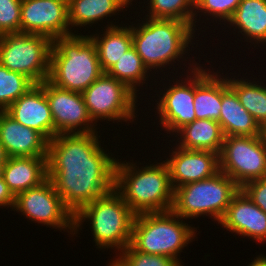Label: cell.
Masks as SVG:
<instances>
[{"label": "cell", "mask_w": 266, "mask_h": 266, "mask_svg": "<svg viewBox=\"0 0 266 266\" xmlns=\"http://www.w3.org/2000/svg\"><path fill=\"white\" fill-rule=\"evenodd\" d=\"M5 112L15 121L39 132L48 142L54 137V122L43 84H34Z\"/></svg>", "instance_id": "16"}, {"label": "cell", "mask_w": 266, "mask_h": 266, "mask_svg": "<svg viewBox=\"0 0 266 266\" xmlns=\"http://www.w3.org/2000/svg\"><path fill=\"white\" fill-rule=\"evenodd\" d=\"M133 0H71L68 5L70 30L86 27L120 13L132 5Z\"/></svg>", "instance_id": "25"}, {"label": "cell", "mask_w": 266, "mask_h": 266, "mask_svg": "<svg viewBox=\"0 0 266 266\" xmlns=\"http://www.w3.org/2000/svg\"><path fill=\"white\" fill-rule=\"evenodd\" d=\"M33 85L25 75L10 71L0 64V111H5Z\"/></svg>", "instance_id": "29"}, {"label": "cell", "mask_w": 266, "mask_h": 266, "mask_svg": "<svg viewBox=\"0 0 266 266\" xmlns=\"http://www.w3.org/2000/svg\"><path fill=\"white\" fill-rule=\"evenodd\" d=\"M15 210L31 222L70 230L68 233L74 236V215L65 207L49 178L39 186L19 193L15 197Z\"/></svg>", "instance_id": "11"}, {"label": "cell", "mask_w": 266, "mask_h": 266, "mask_svg": "<svg viewBox=\"0 0 266 266\" xmlns=\"http://www.w3.org/2000/svg\"><path fill=\"white\" fill-rule=\"evenodd\" d=\"M104 33L91 34L89 37L96 46L101 68L106 73L132 47L131 25H116L113 21L107 22Z\"/></svg>", "instance_id": "24"}, {"label": "cell", "mask_w": 266, "mask_h": 266, "mask_svg": "<svg viewBox=\"0 0 266 266\" xmlns=\"http://www.w3.org/2000/svg\"><path fill=\"white\" fill-rule=\"evenodd\" d=\"M227 25L232 26L235 32L238 29L237 33H241L246 42H252L255 48L259 43L264 46L266 44V0H241Z\"/></svg>", "instance_id": "22"}, {"label": "cell", "mask_w": 266, "mask_h": 266, "mask_svg": "<svg viewBox=\"0 0 266 266\" xmlns=\"http://www.w3.org/2000/svg\"><path fill=\"white\" fill-rule=\"evenodd\" d=\"M103 73L89 35L73 33L53 40L48 80L55 86L82 93Z\"/></svg>", "instance_id": "4"}, {"label": "cell", "mask_w": 266, "mask_h": 266, "mask_svg": "<svg viewBox=\"0 0 266 266\" xmlns=\"http://www.w3.org/2000/svg\"><path fill=\"white\" fill-rule=\"evenodd\" d=\"M144 18L141 24L131 25L132 47L148 71L158 72L161 68L163 72L162 67L166 69L176 60L185 59L188 48L191 51L189 44L191 46L195 38L193 26L180 20Z\"/></svg>", "instance_id": "3"}, {"label": "cell", "mask_w": 266, "mask_h": 266, "mask_svg": "<svg viewBox=\"0 0 266 266\" xmlns=\"http://www.w3.org/2000/svg\"><path fill=\"white\" fill-rule=\"evenodd\" d=\"M53 40L41 34L12 33L0 36V64L34 84L49 78Z\"/></svg>", "instance_id": "8"}, {"label": "cell", "mask_w": 266, "mask_h": 266, "mask_svg": "<svg viewBox=\"0 0 266 266\" xmlns=\"http://www.w3.org/2000/svg\"><path fill=\"white\" fill-rule=\"evenodd\" d=\"M106 73L124 83L136 95H138L137 88L140 87V84L141 86L144 85L150 76L141 57L133 47L125 52Z\"/></svg>", "instance_id": "27"}, {"label": "cell", "mask_w": 266, "mask_h": 266, "mask_svg": "<svg viewBox=\"0 0 266 266\" xmlns=\"http://www.w3.org/2000/svg\"><path fill=\"white\" fill-rule=\"evenodd\" d=\"M135 213L122 196L113 189L106 195L85 205L74 215V234L88 220L96 248L123 251L131 244Z\"/></svg>", "instance_id": "5"}, {"label": "cell", "mask_w": 266, "mask_h": 266, "mask_svg": "<svg viewBox=\"0 0 266 266\" xmlns=\"http://www.w3.org/2000/svg\"><path fill=\"white\" fill-rule=\"evenodd\" d=\"M174 136L180 140L174 145L180 148L206 150L217 154L220 153L225 138L219 122L212 119H196L180 128Z\"/></svg>", "instance_id": "23"}, {"label": "cell", "mask_w": 266, "mask_h": 266, "mask_svg": "<svg viewBox=\"0 0 266 266\" xmlns=\"http://www.w3.org/2000/svg\"><path fill=\"white\" fill-rule=\"evenodd\" d=\"M247 266H266V256L263 254L258 255L254 260Z\"/></svg>", "instance_id": "35"}, {"label": "cell", "mask_w": 266, "mask_h": 266, "mask_svg": "<svg viewBox=\"0 0 266 266\" xmlns=\"http://www.w3.org/2000/svg\"><path fill=\"white\" fill-rule=\"evenodd\" d=\"M221 227L259 243L266 242V213L240 189L219 222Z\"/></svg>", "instance_id": "17"}, {"label": "cell", "mask_w": 266, "mask_h": 266, "mask_svg": "<svg viewBox=\"0 0 266 266\" xmlns=\"http://www.w3.org/2000/svg\"><path fill=\"white\" fill-rule=\"evenodd\" d=\"M11 207L14 209L15 206V196L9 190L8 185L5 183L4 179H0V208Z\"/></svg>", "instance_id": "34"}, {"label": "cell", "mask_w": 266, "mask_h": 266, "mask_svg": "<svg viewBox=\"0 0 266 266\" xmlns=\"http://www.w3.org/2000/svg\"><path fill=\"white\" fill-rule=\"evenodd\" d=\"M195 229L172 210L140 213L133 221L131 245L146 254L174 258L182 265L179 253L196 237Z\"/></svg>", "instance_id": "6"}, {"label": "cell", "mask_w": 266, "mask_h": 266, "mask_svg": "<svg viewBox=\"0 0 266 266\" xmlns=\"http://www.w3.org/2000/svg\"><path fill=\"white\" fill-rule=\"evenodd\" d=\"M116 257H118V256H115V260L111 259L110 263H108L107 266H124Z\"/></svg>", "instance_id": "37"}, {"label": "cell", "mask_w": 266, "mask_h": 266, "mask_svg": "<svg viewBox=\"0 0 266 266\" xmlns=\"http://www.w3.org/2000/svg\"><path fill=\"white\" fill-rule=\"evenodd\" d=\"M209 70L202 65L194 70V110L196 119L218 121L222 103V75Z\"/></svg>", "instance_id": "20"}, {"label": "cell", "mask_w": 266, "mask_h": 266, "mask_svg": "<svg viewBox=\"0 0 266 266\" xmlns=\"http://www.w3.org/2000/svg\"><path fill=\"white\" fill-rule=\"evenodd\" d=\"M171 154V155H170ZM164 160L170 171L173 190L184 184L205 180L220 171L219 154L175 146Z\"/></svg>", "instance_id": "15"}, {"label": "cell", "mask_w": 266, "mask_h": 266, "mask_svg": "<svg viewBox=\"0 0 266 266\" xmlns=\"http://www.w3.org/2000/svg\"><path fill=\"white\" fill-rule=\"evenodd\" d=\"M190 69L187 71L188 74L184 80H178L167 86L165 91L160 90L158 96L159 101L155 105L156 112L158 113L160 126L167 131V134L172 133L174 135L183 126L192 123L196 120L194 110V70L199 63L194 61L191 64L189 60ZM195 65V66H194ZM193 66V67H192ZM191 71V72H189ZM192 75V76H191ZM181 81V82H180ZM184 81V82H183ZM164 92V93H163ZM163 94V95H162ZM162 95V96H161ZM169 132V133H168Z\"/></svg>", "instance_id": "13"}, {"label": "cell", "mask_w": 266, "mask_h": 266, "mask_svg": "<svg viewBox=\"0 0 266 266\" xmlns=\"http://www.w3.org/2000/svg\"><path fill=\"white\" fill-rule=\"evenodd\" d=\"M57 134L92 133L97 125L89 116L82 93L62 89L48 79L42 82Z\"/></svg>", "instance_id": "12"}, {"label": "cell", "mask_w": 266, "mask_h": 266, "mask_svg": "<svg viewBox=\"0 0 266 266\" xmlns=\"http://www.w3.org/2000/svg\"><path fill=\"white\" fill-rule=\"evenodd\" d=\"M8 155L2 144L0 143V164H5L7 162Z\"/></svg>", "instance_id": "36"}, {"label": "cell", "mask_w": 266, "mask_h": 266, "mask_svg": "<svg viewBox=\"0 0 266 266\" xmlns=\"http://www.w3.org/2000/svg\"><path fill=\"white\" fill-rule=\"evenodd\" d=\"M82 95L89 116L96 125L98 120H113L117 123H134L136 120L138 96L124 83L107 73L96 79Z\"/></svg>", "instance_id": "9"}, {"label": "cell", "mask_w": 266, "mask_h": 266, "mask_svg": "<svg viewBox=\"0 0 266 266\" xmlns=\"http://www.w3.org/2000/svg\"><path fill=\"white\" fill-rule=\"evenodd\" d=\"M22 0H0V36L20 33Z\"/></svg>", "instance_id": "32"}, {"label": "cell", "mask_w": 266, "mask_h": 266, "mask_svg": "<svg viewBox=\"0 0 266 266\" xmlns=\"http://www.w3.org/2000/svg\"><path fill=\"white\" fill-rule=\"evenodd\" d=\"M3 179L15 197L39 186L47 179V156L8 157Z\"/></svg>", "instance_id": "21"}, {"label": "cell", "mask_w": 266, "mask_h": 266, "mask_svg": "<svg viewBox=\"0 0 266 266\" xmlns=\"http://www.w3.org/2000/svg\"><path fill=\"white\" fill-rule=\"evenodd\" d=\"M240 2L241 0H194V30H197V13L202 12L204 16L213 17V22L215 19L219 20L218 24L224 21L223 25H226Z\"/></svg>", "instance_id": "30"}, {"label": "cell", "mask_w": 266, "mask_h": 266, "mask_svg": "<svg viewBox=\"0 0 266 266\" xmlns=\"http://www.w3.org/2000/svg\"><path fill=\"white\" fill-rule=\"evenodd\" d=\"M97 133L57 134L48 142L47 178L73 215L115 189L118 159L104 151Z\"/></svg>", "instance_id": "1"}, {"label": "cell", "mask_w": 266, "mask_h": 266, "mask_svg": "<svg viewBox=\"0 0 266 266\" xmlns=\"http://www.w3.org/2000/svg\"><path fill=\"white\" fill-rule=\"evenodd\" d=\"M60 1H62V2H64V3H66V4L69 5V3H70L71 0H60Z\"/></svg>", "instance_id": "40"}, {"label": "cell", "mask_w": 266, "mask_h": 266, "mask_svg": "<svg viewBox=\"0 0 266 266\" xmlns=\"http://www.w3.org/2000/svg\"><path fill=\"white\" fill-rule=\"evenodd\" d=\"M4 164H0V179L3 178Z\"/></svg>", "instance_id": "39"}, {"label": "cell", "mask_w": 266, "mask_h": 266, "mask_svg": "<svg viewBox=\"0 0 266 266\" xmlns=\"http://www.w3.org/2000/svg\"><path fill=\"white\" fill-rule=\"evenodd\" d=\"M118 254L124 266H183L171 257L137 251L131 244Z\"/></svg>", "instance_id": "31"}, {"label": "cell", "mask_w": 266, "mask_h": 266, "mask_svg": "<svg viewBox=\"0 0 266 266\" xmlns=\"http://www.w3.org/2000/svg\"><path fill=\"white\" fill-rule=\"evenodd\" d=\"M240 189L229 176L219 171L205 180L177 187L172 211L185 220L206 215L219 224Z\"/></svg>", "instance_id": "7"}, {"label": "cell", "mask_w": 266, "mask_h": 266, "mask_svg": "<svg viewBox=\"0 0 266 266\" xmlns=\"http://www.w3.org/2000/svg\"><path fill=\"white\" fill-rule=\"evenodd\" d=\"M117 160L115 190L135 214L172 210L174 190L167 163L137 167L133 162ZM134 163V164H133Z\"/></svg>", "instance_id": "2"}, {"label": "cell", "mask_w": 266, "mask_h": 266, "mask_svg": "<svg viewBox=\"0 0 266 266\" xmlns=\"http://www.w3.org/2000/svg\"><path fill=\"white\" fill-rule=\"evenodd\" d=\"M220 171L240 188L266 178V144L260 136H228L219 153Z\"/></svg>", "instance_id": "10"}, {"label": "cell", "mask_w": 266, "mask_h": 266, "mask_svg": "<svg viewBox=\"0 0 266 266\" xmlns=\"http://www.w3.org/2000/svg\"><path fill=\"white\" fill-rule=\"evenodd\" d=\"M0 143L8 157L47 156L48 141L37 131L0 111Z\"/></svg>", "instance_id": "18"}, {"label": "cell", "mask_w": 266, "mask_h": 266, "mask_svg": "<svg viewBox=\"0 0 266 266\" xmlns=\"http://www.w3.org/2000/svg\"><path fill=\"white\" fill-rule=\"evenodd\" d=\"M222 76V103L219 124L225 137L260 136L262 128L254 117L242 106L235 91L228 84V77Z\"/></svg>", "instance_id": "19"}, {"label": "cell", "mask_w": 266, "mask_h": 266, "mask_svg": "<svg viewBox=\"0 0 266 266\" xmlns=\"http://www.w3.org/2000/svg\"><path fill=\"white\" fill-rule=\"evenodd\" d=\"M146 17L151 19L180 20L194 29V0H147Z\"/></svg>", "instance_id": "28"}, {"label": "cell", "mask_w": 266, "mask_h": 266, "mask_svg": "<svg viewBox=\"0 0 266 266\" xmlns=\"http://www.w3.org/2000/svg\"><path fill=\"white\" fill-rule=\"evenodd\" d=\"M68 4L60 0H22L20 33L55 38L73 34Z\"/></svg>", "instance_id": "14"}, {"label": "cell", "mask_w": 266, "mask_h": 266, "mask_svg": "<svg viewBox=\"0 0 266 266\" xmlns=\"http://www.w3.org/2000/svg\"><path fill=\"white\" fill-rule=\"evenodd\" d=\"M241 190L266 213V178L250 181Z\"/></svg>", "instance_id": "33"}, {"label": "cell", "mask_w": 266, "mask_h": 266, "mask_svg": "<svg viewBox=\"0 0 266 266\" xmlns=\"http://www.w3.org/2000/svg\"><path fill=\"white\" fill-rule=\"evenodd\" d=\"M262 137H263L265 144H266V125L262 128Z\"/></svg>", "instance_id": "38"}, {"label": "cell", "mask_w": 266, "mask_h": 266, "mask_svg": "<svg viewBox=\"0 0 266 266\" xmlns=\"http://www.w3.org/2000/svg\"><path fill=\"white\" fill-rule=\"evenodd\" d=\"M259 82L243 78L235 79V76L233 78L228 76V84L237 94L242 106L263 128L266 125V86L262 81L261 83Z\"/></svg>", "instance_id": "26"}]
</instances>
